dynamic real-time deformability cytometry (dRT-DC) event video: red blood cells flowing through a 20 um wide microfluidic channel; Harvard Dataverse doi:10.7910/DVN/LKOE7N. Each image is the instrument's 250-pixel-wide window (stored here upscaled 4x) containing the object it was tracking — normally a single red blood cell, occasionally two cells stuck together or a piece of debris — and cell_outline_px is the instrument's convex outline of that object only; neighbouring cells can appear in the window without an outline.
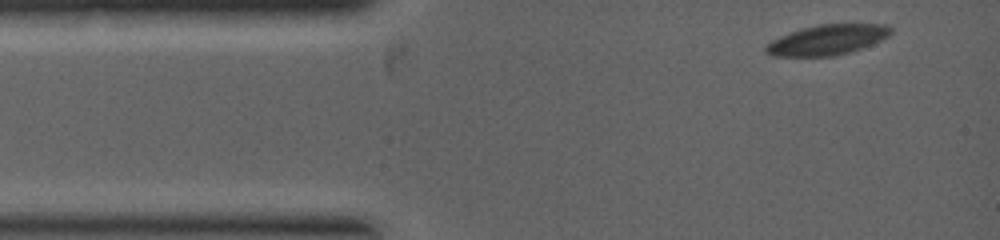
{"species": "common noctule bat (a hibernating species)", "species_latin": "Nyctalus noctula", "temperature_condition": "warm", "stored_images_in_passage": 3, "camera_frame_rate_fps": 5000, "um_per_image_px": 0.085, "animal": {"sex": "female", "body_mass_g": 19.0, "forearm_length_mm": 53.3}, "frame": {"image": 1, "passage_image": 1, "time_ms": 0.0, "image_size_px": [1000, 240], "cell_outline_px": [[892, 32], [888, 36], [872, 44], [848, 52], [832, 56], [772, 56], [764, 52], [764, 48], [772, 40], [780, 36], [804, 28], [820, 24], [884, 24], [892, 28]], "centroid_in_image_um": [70.31, 3.39], "position_along_channel_um": 14.7, "area_um2": 21.68}}
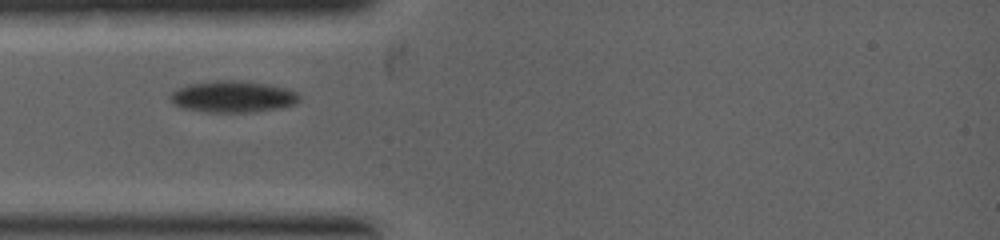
{"frame": {"image": 2, "passage_image": 3, "time_ms": 1.6, "image_size_px": [1000, 240], "cell_outline_px": [[300, 100], [296, 104], [280, 108], [256, 112], [204, 112], [180, 108], [172, 104], [168, 96], [176, 88], [188, 84], [216, 80], [236, 80], [268, 84], [288, 88], [296, 92], [300, 96]], "centroid_in_image_um": [19.77, 8.22], "position_along_channel_um": 65.2, "area_um2": 24.22}}